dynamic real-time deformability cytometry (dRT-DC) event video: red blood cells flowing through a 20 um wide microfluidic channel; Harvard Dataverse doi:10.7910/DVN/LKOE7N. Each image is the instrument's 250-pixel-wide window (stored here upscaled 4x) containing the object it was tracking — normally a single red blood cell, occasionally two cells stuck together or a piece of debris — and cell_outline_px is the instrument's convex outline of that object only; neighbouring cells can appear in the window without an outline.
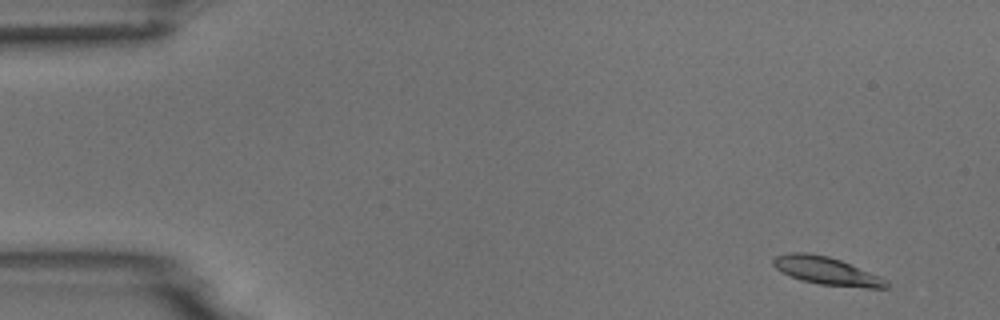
{"species": "common noctule bat (a hibernating species)", "species_latin": "Nyctalus noctula", "temperature_condition": "room temperature", "stored_images_in_passage": 4, "camera_frame_rate_fps": 3000, "um_per_image_px": 0.085, "animal": {"sex": "male", "body_mass_g": 18.8}, "frame": {"image": 1, "passage_image": 1, "time_ms": 0.0, "image_size_px": [1000, 320], "cell_outline_px": [[888, 288], [864, 288], [820, 284], [800, 280], [780, 272], [772, 264], [772, 260], [776, 256], [792, 252], [808, 252], [828, 256], [840, 260], [880, 276], [888, 280]], "centroid_in_image_um": [70.25, 23.03], "position_along_channel_um": 14.7, "area_um2": 18.44}}
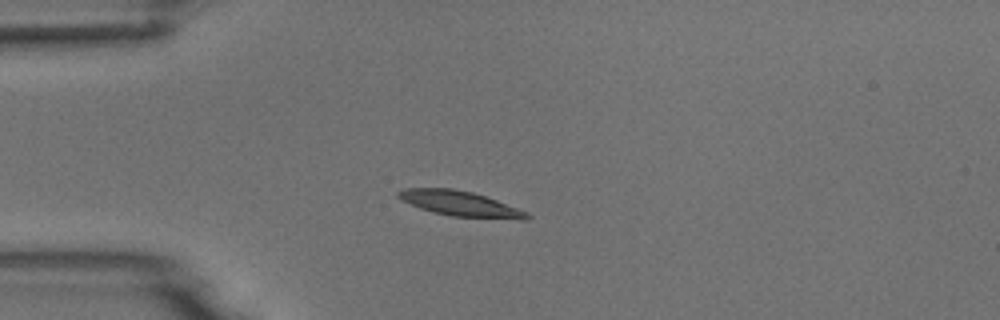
{"frame": {"image": 2, "passage_image": 4, "time_ms": 3.333, "image_size_px": [1000, 320], "cell_outline_px": [[532, 216], [528, 220], [520, 220], [452, 216], [432, 212], [420, 208], [400, 200], [396, 196], [396, 192], [404, 188], [452, 188], [472, 192], [496, 200], [528, 212]], "centroid_in_image_um": [39.12, 17.32], "position_along_channel_um": 45.9, "area_um2": 19.02}}